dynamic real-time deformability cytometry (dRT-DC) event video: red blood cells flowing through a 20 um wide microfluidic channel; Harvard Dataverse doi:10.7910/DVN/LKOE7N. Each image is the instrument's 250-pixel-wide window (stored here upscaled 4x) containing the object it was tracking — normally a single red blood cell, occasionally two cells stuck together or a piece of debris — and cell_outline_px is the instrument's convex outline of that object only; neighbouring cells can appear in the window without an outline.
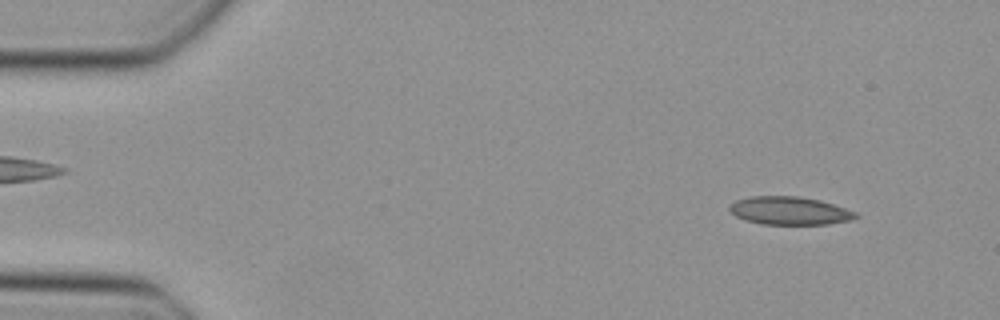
{"species": "Egyptian fruit bat (a non-hibernating species)", "species_latin": "Rousettus aegyptiacus", "temperature_condition": "cold", "stored_images_in_passage": 48, "camera_frame_rate_fps": 3000, "um_per_image_px": 0.085, "animal": {"sex": "female"}, "frame": {"image": 1, "passage_image": 5, "time_ms": 1.333, "image_size_px": [1000, 320], "cell_outline_px": [[860, 216], [852, 220], [828, 224], [760, 224], [744, 220], [736, 216], [728, 208], [736, 200], [752, 196], [796, 196], [820, 200], [856, 212]], "centroid_in_image_um": [67.12, 17.92], "position_along_channel_um": 17.9, "area_um2": 20.58}}
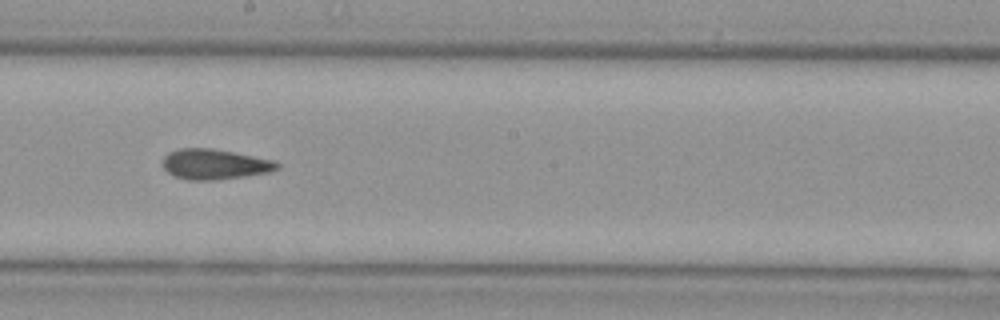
{"frame": {"image": 2, "passage_image": 27, "time_ms": 8.667, "image_size_px": [1000, 320], "cell_outline_px": [[280, 168], [268, 172], [244, 176], [212, 180], [188, 180], [176, 176], [168, 172], [164, 168], [164, 156], [168, 152], [180, 148], [212, 148], [272, 160], [280, 164]], "centroid_in_image_um": [18.23, 13.95], "position_along_channel_um": 230.0, "area_um2": 19.88}}
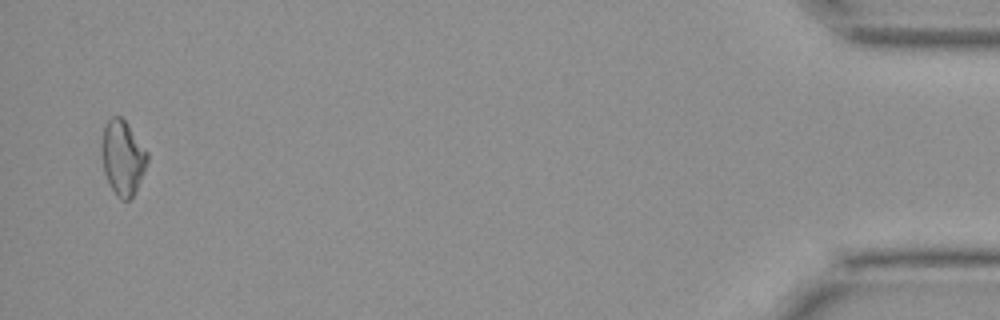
{"frame": {"image": 3, "passage_image": 47, "time_ms": 15.333, "image_size_px": [1000, 320], "cell_outline_px": [[148, 160], [144, 172], [132, 196], [128, 200], [120, 200], [116, 196], [104, 172], [100, 156], [100, 148], [104, 128], [108, 120], [112, 116], [120, 116], [128, 124], [148, 152]], "centroid_in_image_um": [10.41, 13.38], "position_along_channel_um": 424.8, "area_um2": 19.88}}